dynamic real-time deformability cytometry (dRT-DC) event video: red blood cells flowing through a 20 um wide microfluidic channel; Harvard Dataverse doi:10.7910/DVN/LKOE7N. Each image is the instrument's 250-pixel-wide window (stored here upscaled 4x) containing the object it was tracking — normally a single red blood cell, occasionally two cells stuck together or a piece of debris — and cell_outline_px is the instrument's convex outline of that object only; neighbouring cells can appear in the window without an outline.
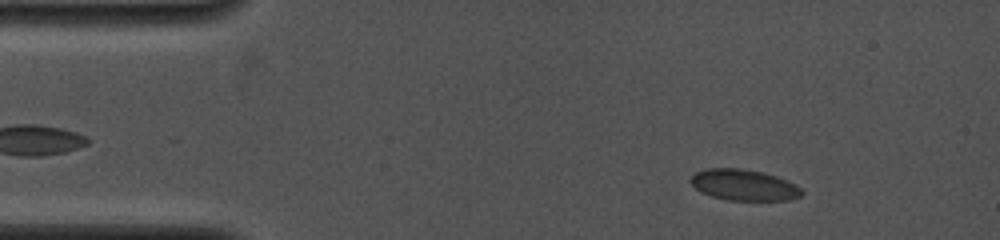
{"species": "common noctule bat (a hibernating species)", "species_latin": "Nyctalus noctula", "temperature_condition": "cold", "stored_images_in_passage": 39, "camera_frame_rate_fps": 4000, "um_per_image_px": 0.085, "animal": {"sex": "female", "body_mass_g": 19.0, "forearm_length_mm": 53.3}, "frame": {"image": 1, "passage_image": 5, "time_ms": 1.5, "image_size_px": [1000, 240], "cell_outline_px": [[804, 192], [800, 196], [788, 200], [728, 200], [712, 196], [700, 192], [688, 180], [696, 172], [704, 168], [740, 168], [760, 172], [776, 176], [788, 180], [796, 184]], "centroid_in_image_um": [63.22, 15.72], "position_along_channel_um": 21.8, "area_um2": 20.11}}
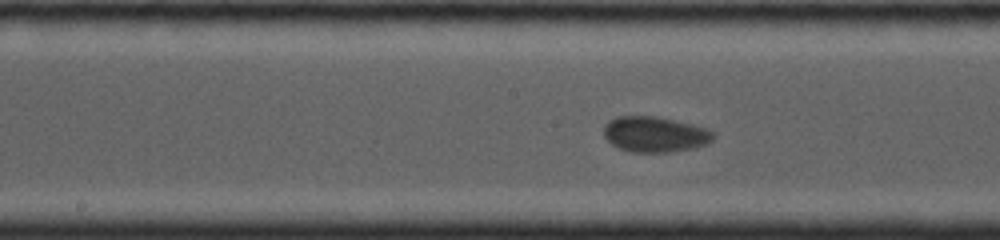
{"frame": {"image": 2, "passage_image": 20, "time_ms": 7.5, "image_size_px": [1000, 240], "cell_outline_px": [[716, 136], [708, 144], [692, 148], [668, 152], [632, 152], [620, 148], [612, 144], [604, 136], [604, 124], [608, 120], [616, 116], [656, 116], [692, 124], [708, 128]], "centroid_in_image_um": [55.67, 11.4], "position_along_channel_um": 192.5, "area_um2": 22.77}}
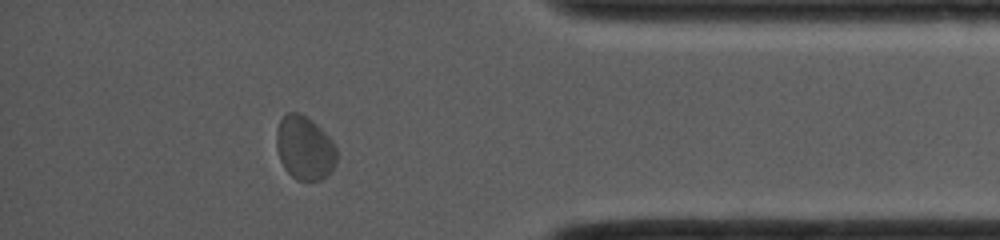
{"frame": {"image": 3, "passage_image": 34, "time_ms": 13.25, "image_size_px": [1000, 240], "cell_outline_px": [[336, 164], [320, 180], [296, 180], [284, 168], [280, 160], [276, 148], [276, 132], [280, 120], [288, 112], [300, 112], [312, 120], [332, 140], [336, 148]], "centroid_in_image_um": [25.87, 12.56], "position_along_channel_um": 409.3, "area_um2": 22.31}, "authors_computed_cell_mechanics": {"area_um2": 21.5594, "velocity_mm_per_s": 4.0069, "shape_relaxation_time_tau1_ms": 1.1211, "shape_relaxation_time_tau2_ms": null, "deformation_change_tau1": 0.0313, "deformation_change_tau2": null}}